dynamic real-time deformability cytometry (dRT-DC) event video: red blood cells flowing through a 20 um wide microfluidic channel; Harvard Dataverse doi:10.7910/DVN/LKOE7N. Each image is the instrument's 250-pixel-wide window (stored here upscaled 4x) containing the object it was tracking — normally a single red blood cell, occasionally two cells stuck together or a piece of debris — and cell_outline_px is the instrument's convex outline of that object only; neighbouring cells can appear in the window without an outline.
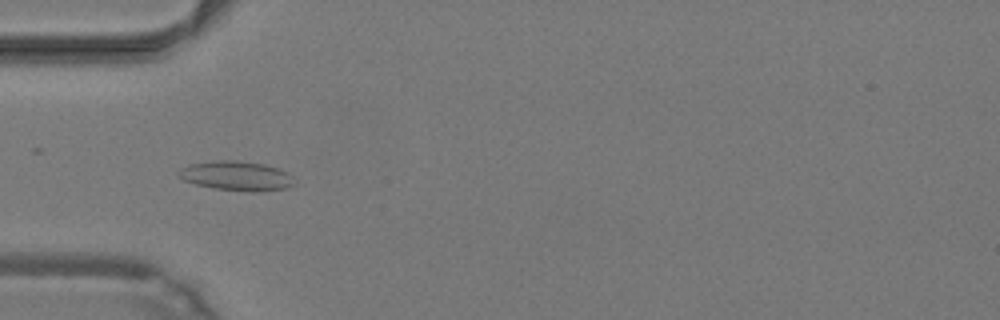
{"species": "common noctule bat (a hibernating species)", "species_latin": "Nyctalus noctula", "temperature_condition": "warm", "stored_images_in_passage": 49, "camera_frame_rate_fps": 3000, "um_per_image_px": 0.085, "animal": {"sex": "male", "body_mass_g": 19.2, "forearm_length_mm": 51.8}, "frame": {"image": 1, "passage_image": 16, "time_ms": 5.0, "image_size_px": [1000, 320], "cell_outline_px": [[296, 184], [288, 188], [256, 192], [252, 192], [212, 188], [196, 184], [184, 180], [176, 176], [180, 168], [188, 164], [220, 160], [236, 160], [264, 164], [280, 168], [288, 172], [292, 176]], "centroid_in_image_um": [20.12, 14.95], "position_along_channel_um": 64.9, "area_um2": 20.17}}
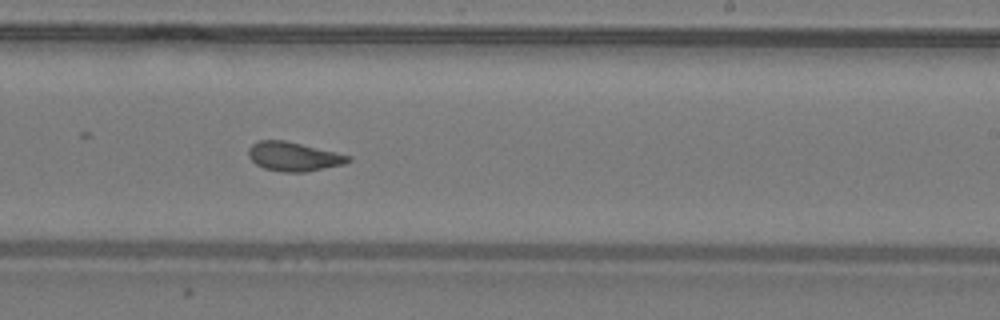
{"frame": {"image": 2, "passage_image": 30, "time_ms": 9.667, "image_size_px": [1000, 320], "cell_outline_px": [[352, 160], [344, 164], [304, 172], [284, 172], [264, 168], [256, 164], [248, 156], [248, 148], [252, 144], [260, 140], [284, 140], [336, 152], [352, 156]], "centroid_in_image_um": [24.96, 13.3], "position_along_channel_um": 264.0, "area_um2": 16.82}}
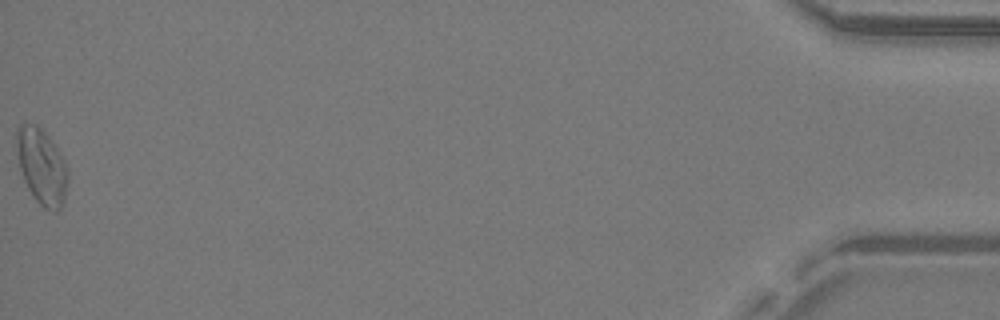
{"frame": {"image": 3, "passage_image": 49, "time_ms": 16.0, "image_size_px": [1000, 320], "cell_outline_px": [[68, 180], [64, 200], [60, 208], [56, 212], [52, 212], [44, 208], [36, 200], [28, 188], [24, 180], [20, 168], [16, 152], [16, 128], [20, 124], [36, 124], [48, 136], [64, 160], [68, 168]], "centroid_in_image_um": [3.54, 14.16], "position_along_channel_um": 431.7, "area_um2": 22.6}, "authors_computed_cell_mechanics": {"area_um2": 18.2648, "velocity_mm_per_s": 4.2858, "shape_relaxation_time_tau1_ms": null, "shape_relaxation_time_tau2_ms": 1.2852, "deformation_change_tau1": null, "deformation_change_tau2": 0.082}}